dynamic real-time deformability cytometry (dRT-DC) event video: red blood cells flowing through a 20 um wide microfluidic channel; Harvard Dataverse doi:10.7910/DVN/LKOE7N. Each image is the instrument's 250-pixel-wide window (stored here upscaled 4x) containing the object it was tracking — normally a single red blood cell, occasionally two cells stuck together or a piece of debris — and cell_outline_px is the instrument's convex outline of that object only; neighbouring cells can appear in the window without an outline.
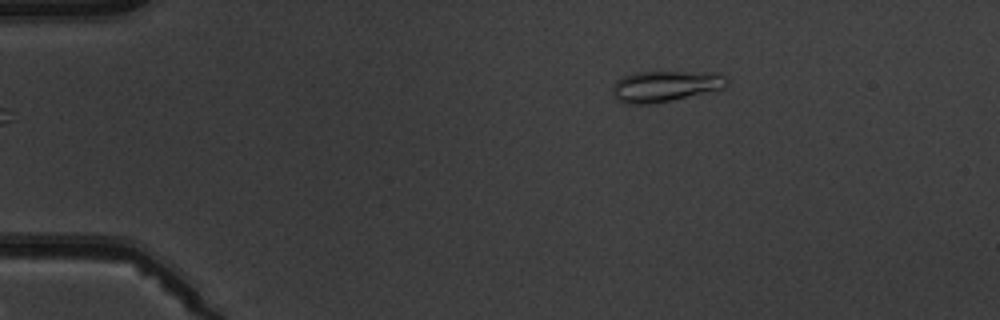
{"species": "common noctule bat (a hibernating species)", "species_latin": "Nyctalus noctula", "temperature_condition": "warm", "stored_images_in_passage": 2, "camera_frame_rate_fps": 3000, "um_per_image_px": 0.085, "animal": {"sex": "male", "body_mass_g": 19.5, "forearm_length_mm": 54.6}, "frame": {"image": 1, "passage_image": 1, "time_ms": 0.0, "image_size_px": [1000, 320], "cell_outline_px": [[728, 84], [724, 88], [672, 100], [652, 104], [624, 104], [616, 100], [612, 96], [612, 84], [616, 80], [624, 76], [636, 72], [716, 72], [724, 76], [728, 80]], "centroid_in_image_um": [56.5, 7.33], "position_along_channel_um": 28.5, "area_um2": 20.87}}